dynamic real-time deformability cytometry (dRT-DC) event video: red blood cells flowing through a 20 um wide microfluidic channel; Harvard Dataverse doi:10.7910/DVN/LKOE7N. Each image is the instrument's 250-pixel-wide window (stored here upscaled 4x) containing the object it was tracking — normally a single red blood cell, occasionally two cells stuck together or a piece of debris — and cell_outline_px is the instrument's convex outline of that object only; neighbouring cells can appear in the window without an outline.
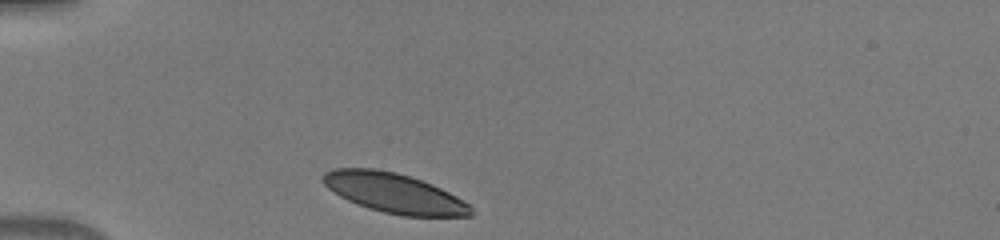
{"species": "human", "species_latin": "Homo sapiens", "temperature_condition": "warm", "stored_images_in_passage": 31, "camera_frame_rate_fps": 3000, "um_per_image_px": 0.085, "donor": {"sex": "male"}, "frame": {"image": 1, "passage_image": 1, "time_ms": 0.0, "image_size_px": [1000, 240], "cell_outline_px": [[472, 216], [404, 216], [384, 212], [368, 208], [348, 200], [340, 196], [328, 188], [320, 180], [320, 176], [324, 172], [332, 168], [372, 168], [396, 172], [432, 184], [456, 196], [468, 204], [472, 208]], "centroid_in_image_um": [33.45, 16.4], "position_along_channel_um": 51.5, "area_um2": 34.1}}
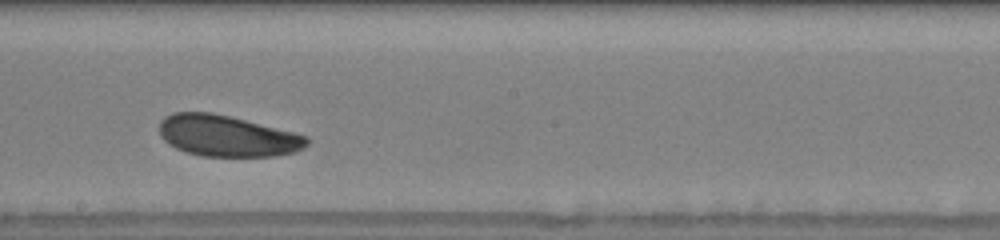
{"frame": {"image": 2, "passage_image": 16, "time_ms": 5.0, "image_size_px": [1000, 240], "cell_outline_px": [[308, 144], [304, 148], [296, 152], [276, 156], [200, 156], [184, 152], [168, 144], [160, 136], [160, 120], [164, 116], [172, 112], [212, 112], [308, 136]], "centroid_in_image_um": [19.27, 11.56], "position_along_channel_um": 228.9, "area_um2": 35.43}}
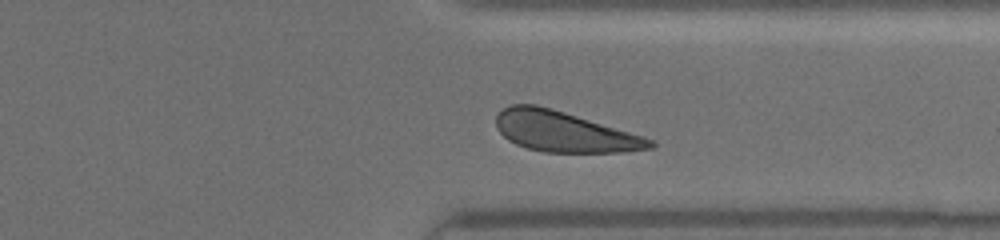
{"frame": {"image": 3, "passage_image": 26, "time_ms": 8.333, "image_size_px": [1000, 240], "cell_outline_px": [[656, 144], [652, 148], [624, 152], [544, 152], [528, 148], [516, 144], [508, 140], [496, 128], [496, 116], [504, 108], [512, 104], [536, 104], [552, 108], [628, 132], [652, 140]], "centroid_in_image_um": [47.89, 11.19], "position_along_channel_um": 363.5, "area_um2": 35.78}}